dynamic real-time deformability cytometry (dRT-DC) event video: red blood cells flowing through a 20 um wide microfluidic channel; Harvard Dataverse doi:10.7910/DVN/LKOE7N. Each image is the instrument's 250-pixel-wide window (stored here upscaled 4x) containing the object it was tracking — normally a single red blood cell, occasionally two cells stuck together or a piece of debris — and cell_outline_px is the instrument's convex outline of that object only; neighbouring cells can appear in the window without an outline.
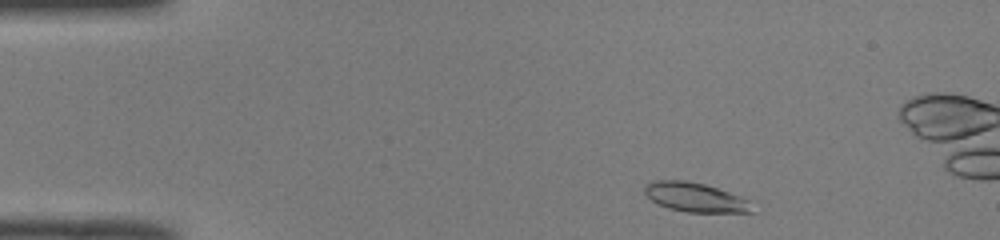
{"species": "common noctule bat (a hibernating species)", "species_latin": "Nyctalus noctula", "temperature_condition": "room temperature", "stored_images_in_passage": 10, "camera_frame_rate_fps": 3000, "um_per_image_px": 0.085, "animal": {"sex": "male", "body_mass_g": 19.0, "forearm_length_mm": 50.8}, "frame": {"image": 1, "passage_image": 3, "time_ms": 0.667, "image_size_px": [1000, 240], "cell_outline_px": [[756, 212], [688, 212], [668, 208], [656, 204], [644, 192], [644, 188], [652, 180], [684, 180], [704, 184], [728, 192], [748, 200]], "centroid_in_image_um": [59.07, 16.77], "position_along_channel_um": 25.9, "area_um2": 18.15}}